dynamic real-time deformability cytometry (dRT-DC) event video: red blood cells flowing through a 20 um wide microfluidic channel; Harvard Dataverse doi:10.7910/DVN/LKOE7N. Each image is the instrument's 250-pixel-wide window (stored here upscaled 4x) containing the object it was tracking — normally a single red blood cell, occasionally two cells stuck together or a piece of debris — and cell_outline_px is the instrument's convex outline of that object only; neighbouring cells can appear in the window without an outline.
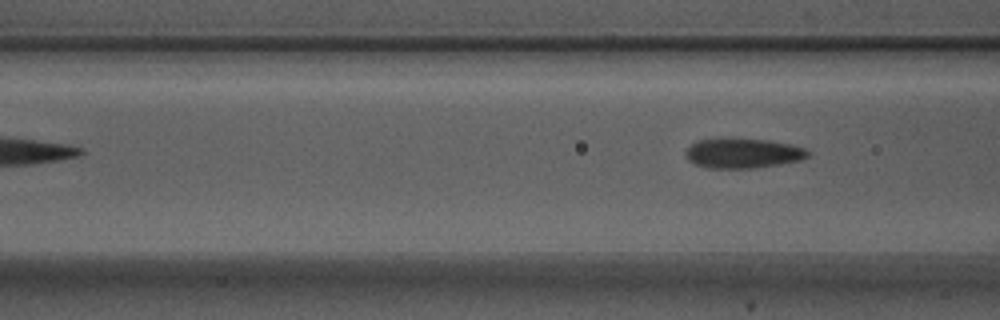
{"species": "Egyptian fruit bat (a non-hibernating species)", "species_latin": "Rousettus aegyptiacus", "temperature_condition": "warm", "stored_images_in_passage": 5, "camera_frame_rate_fps": 3000, "um_per_image_px": 0.085, "animal": {"sex": "male"}, "frame": {"image": 1, "passage_image": 5, "time_ms": 1.333, "image_size_px": [1000, 320], "cell_outline_px": [[812, 152], [808, 156], [800, 160], [756, 168], [708, 168], [696, 164], [688, 160], [684, 156], [684, 152], [692, 144], [700, 140], [720, 136], [768, 140], [792, 144], [804, 148]], "centroid_in_image_um": [63.12, 12.99], "position_along_channel_um": 103.5, "area_um2": 21.79}}